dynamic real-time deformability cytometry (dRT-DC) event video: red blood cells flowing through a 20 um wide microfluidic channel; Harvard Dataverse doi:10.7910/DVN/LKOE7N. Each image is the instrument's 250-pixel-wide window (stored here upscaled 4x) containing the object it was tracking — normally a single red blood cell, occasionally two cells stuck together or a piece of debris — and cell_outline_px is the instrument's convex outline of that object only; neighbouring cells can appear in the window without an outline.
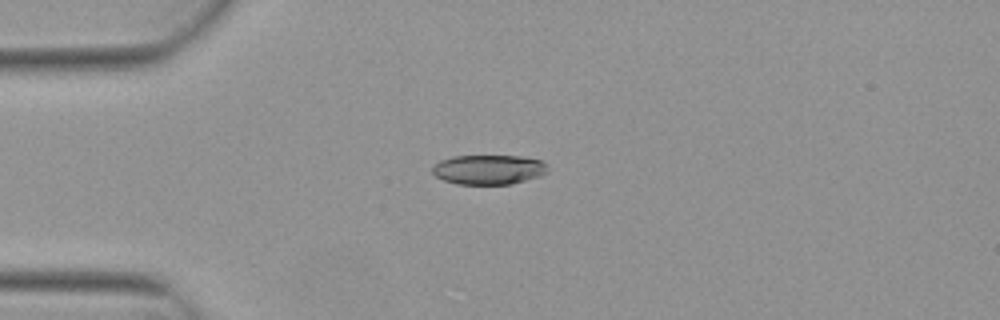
{"species": "Egyptian fruit bat (a non-hibernating species)", "species_latin": "Rousettus aegyptiacus", "temperature_condition": "warm", "stored_images_in_passage": 5, "camera_frame_rate_fps": 3000, "um_per_image_px": 0.085, "animal": {"sex": "female"}, "frame": {"image": 1, "passage_image": 3, "time_ms": 0.667, "image_size_px": [1000, 320], "cell_outline_px": [[548, 172], [540, 176], [512, 184], [456, 184], [444, 180], [436, 176], [432, 172], [432, 164], [440, 160], [452, 156], [520, 156], [540, 160], [548, 164]], "centroid_in_image_um": [41.53, 14.41], "position_along_channel_um": 43.5, "area_um2": 20.11}}
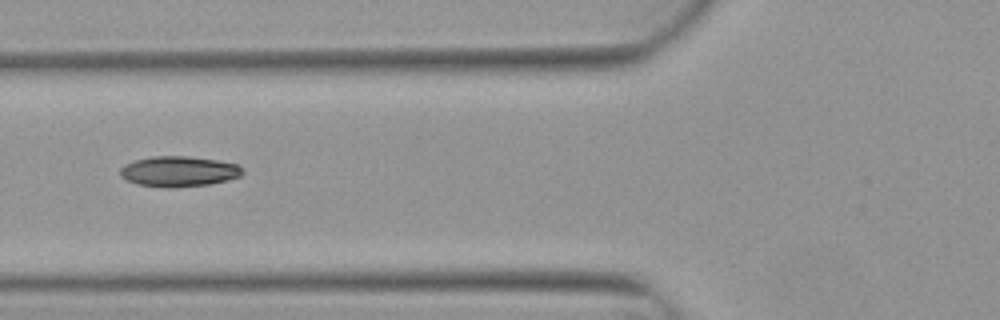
{"frame": {"image": 2, "passage_image": 5, "time_ms": 1.333, "image_size_px": [1000, 320], "cell_outline_px": [[244, 172], [240, 176], [228, 180], [208, 184], [172, 188], [164, 188], [136, 184], [124, 180], [120, 176], [120, 168], [124, 164], [136, 160], [152, 156], [188, 156], [216, 160], [236, 164], [244, 168]], "centroid_in_image_um": [15.17, 14.58], "position_along_channel_um": 110.6, "area_um2": 21.91}}